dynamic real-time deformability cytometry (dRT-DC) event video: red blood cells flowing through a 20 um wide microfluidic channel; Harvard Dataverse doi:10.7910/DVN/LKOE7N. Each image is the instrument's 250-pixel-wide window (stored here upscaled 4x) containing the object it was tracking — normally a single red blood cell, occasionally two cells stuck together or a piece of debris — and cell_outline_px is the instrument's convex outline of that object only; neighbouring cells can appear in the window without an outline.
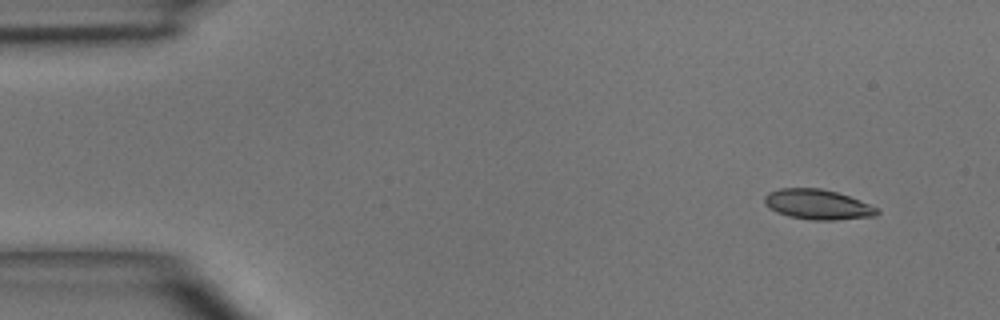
{"species": "common noctule bat (a hibernating species)", "species_latin": "Nyctalus noctula", "temperature_condition": "room temperature", "stored_images_in_passage": 4, "segment_of_instrument_passage": [1, 2], "camera_frame_rate_fps": 3000, "um_per_image_px": 0.085, "animal": {"sex": "male", "body_mass_g": 15.6}, "frame": {"image": 1, "passage_image": 1, "time_ms": 0.0, "image_size_px": [1000, 320], "cell_outline_px": [[880, 212], [876, 216], [836, 220], [812, 220], [788, 216], [776, 212], [768, 208], [764, 204], [764, 196], [768, 192], [780, 188], [820, 188], [836, 192], [860, 200], [876, 208]], "centroid_in_image_um": [69.46, 17.38], "position_along_channel_um": 15.5, "area_um2": 19.77}}
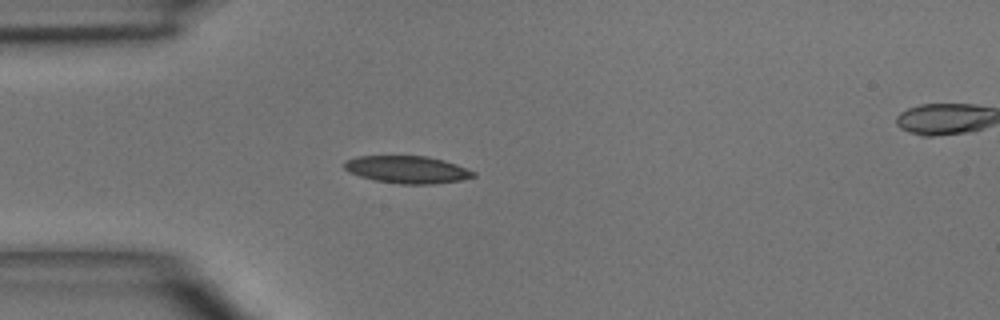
{"frame": {"image": 2, "passage_image": 3, "time_ms": 3.0, "image_size_px": [1000, 320], "cell_outline_px": [[476, 176], [460, 180], [432, 184], [400, 184], [376, 180], [360, 176], [348, 172], [344, 168], [344, 160], [356, 156], [428, 156], [444, 160], [456, 164], [476, 172]], "centroid_in_image_um": [34.6, 14.41], "position_along_channel_um": 50.4, "area_um2": 20.63}}